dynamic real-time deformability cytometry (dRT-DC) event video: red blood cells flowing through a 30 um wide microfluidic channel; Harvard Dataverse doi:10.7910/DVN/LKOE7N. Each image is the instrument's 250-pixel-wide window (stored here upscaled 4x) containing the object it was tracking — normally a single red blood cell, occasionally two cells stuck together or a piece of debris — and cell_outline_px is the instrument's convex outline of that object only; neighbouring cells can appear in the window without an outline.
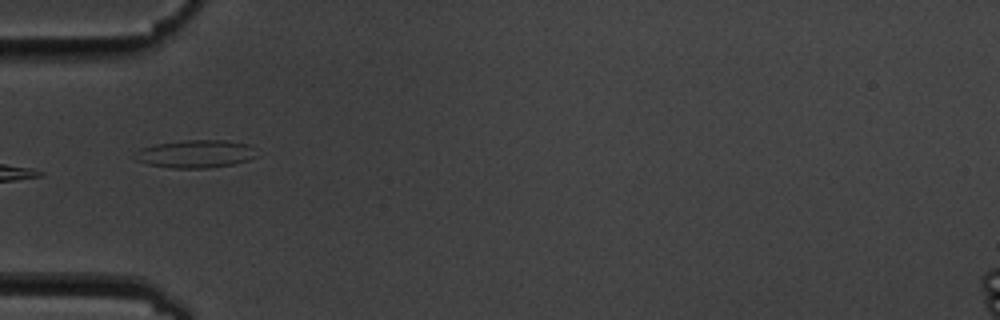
{"species": "common noctule bat (a hibernating species)", "species_latin": "Nyctalus noctula", "temperature_condition": "cold", "stored_images_in_passage": 10, "camera_frame_rate_fps": 3000, "um_per_image_px": 0.085, "animal": {"sex": "male", "body_mass_g": 19.5, "forearm_length_mm": 54.6}, "frame": {"image": 1, "passage_image": 4, "time_ms": 3.333, "image_size_px": [1000, 320], "cell_outline_px": [[260, 156], [236, 164], [208, 168], [172, 168], [148, 164], [136, 160], [132, 156], [132, 152], [140, 148], [156, 144], [184, 140], [228, 140], [248, 144]], "centroid_in_image_um": [16.62, 13.08], "position_along_channel_um": 68.4, "area_um2": 20.11}}
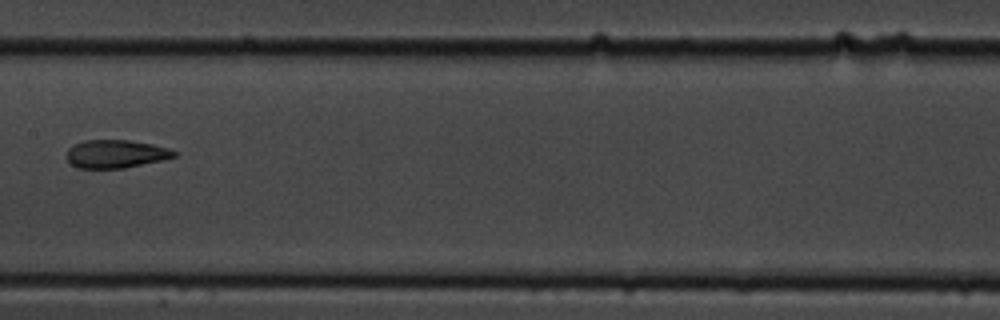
{"frame": {"image": 2, "passage_image": 7, "time_ms": 7.0, "image_size_px": [1000, 320], "cell_outline_px": [[176, 156], [160, 160], [124, 168], [80, 168], [72, 164], [68, 160], [68, 148], [84, 140], [128, 140], [152, 144], [168, 148], [176, 152]], "centroid_in_image_um": [9.84, 13.07], "position_along_channel_um": 197.6, "area_um2": 17.28}}
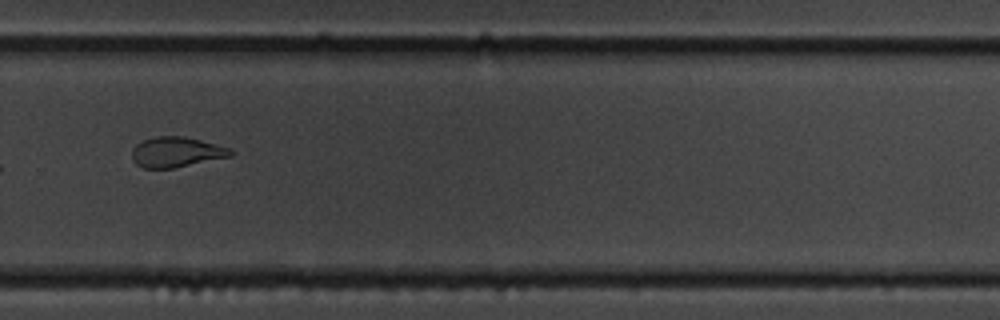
{"frame": {"image": 3, "passage_image": 10, "time_ms": 10.333, "image_size_px": [1000, 320], "cell_outline_px": [[236, 152], [232, 156], [172, 168], [144, 168], [136, 164], [132, 160], [132, 148], [136, 144], [144, 140], [156, 136], [184, 136], [200, 140], [228, 148]], "centroid_in_image_um": [14.97, 12.92], "position_along_channel_um": 314.8, "area_um2": 17.28}}